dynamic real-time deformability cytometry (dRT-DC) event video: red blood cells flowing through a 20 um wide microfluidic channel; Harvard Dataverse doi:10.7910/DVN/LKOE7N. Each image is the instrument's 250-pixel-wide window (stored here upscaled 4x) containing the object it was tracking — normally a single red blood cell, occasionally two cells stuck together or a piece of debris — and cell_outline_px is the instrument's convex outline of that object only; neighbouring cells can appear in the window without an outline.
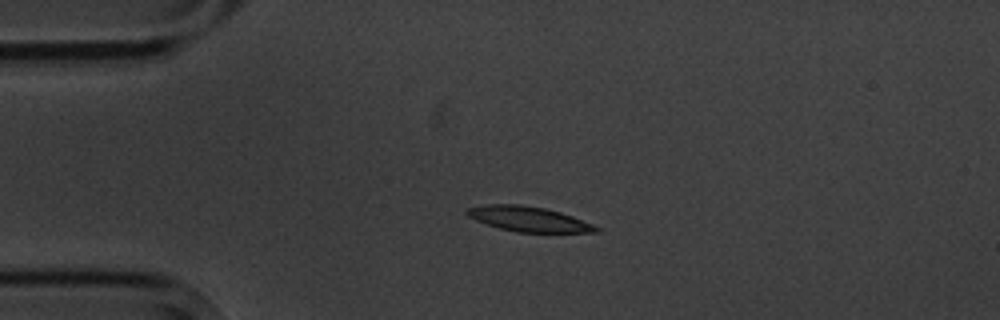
{"species": "common noctule bat (a hibernating species)", "species_latin": "Nyctalus noctula", "temperature_condition": "cold", "stored_images_in_passage": 3, "camera_frame_rate_fps": 3000, "um_per_image_px": 0.085, "animal": {"sex": "male", "body_mass_g": 20.1, "forearm_length_mm": 53.5}, "frame": {"image": 1, "passage_image": 2, "time_ms": 2.333, "image_size_px": [1000, 320], "cell_outline_px": [[600, 232], [516, 232], [500, 228], [476, 220], [468, 216], [464, 212], [468, 208], [488, 204], [520, 204], [544, 208], [560, 212], [572, 216], [592, 224], [600, 228]], "centroid_in_image_um": [44.93, 18.61], "position_along_channel_um": 40.1, "area_um2": 18.61}}